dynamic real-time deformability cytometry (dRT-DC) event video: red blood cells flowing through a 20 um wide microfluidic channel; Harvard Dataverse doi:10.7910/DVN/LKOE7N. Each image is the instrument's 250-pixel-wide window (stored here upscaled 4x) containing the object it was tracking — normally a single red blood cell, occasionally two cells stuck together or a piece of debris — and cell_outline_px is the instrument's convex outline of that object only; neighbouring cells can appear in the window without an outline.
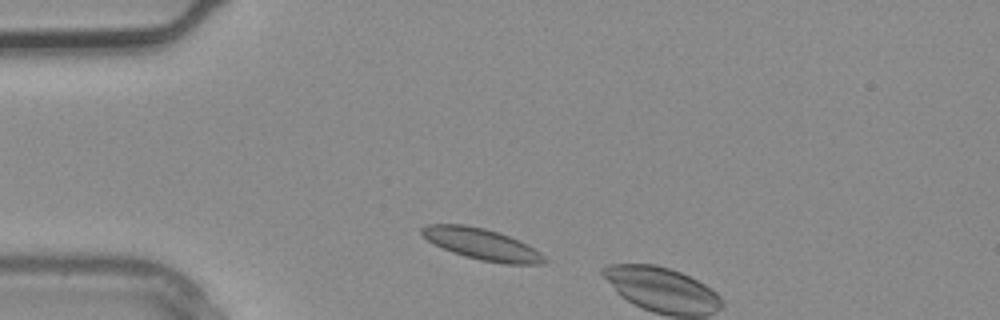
{"species": "common noctule bat (a hibernating species)", "species_latin": "Nyctalus noctula", "temperature_condition": "warm", "stored_images_in_passage": 2, "camera_frame_rate_fps": 3000, "um_per_image_px": 0.085, "animal": {"sex": "male", "body_mass_g": 20.4}, "frame": {"image": 1, "passage_image": 1, "time_ms": 0.0, "image_size_px": [1000, 320], "cell_outline_px": [[548, 260], [544, 264], [504, 264], [480, 260], [464, 256], [452, 252], [432, 244], [420, 232], [420, 228], [428, 224], [464, 224], [484, 228], [508, 236], [540, 252]], "centroid_in_image_um": [40.91, 20.76], "position_along_channel_um": 44.1, "area_um2": 22.2}}